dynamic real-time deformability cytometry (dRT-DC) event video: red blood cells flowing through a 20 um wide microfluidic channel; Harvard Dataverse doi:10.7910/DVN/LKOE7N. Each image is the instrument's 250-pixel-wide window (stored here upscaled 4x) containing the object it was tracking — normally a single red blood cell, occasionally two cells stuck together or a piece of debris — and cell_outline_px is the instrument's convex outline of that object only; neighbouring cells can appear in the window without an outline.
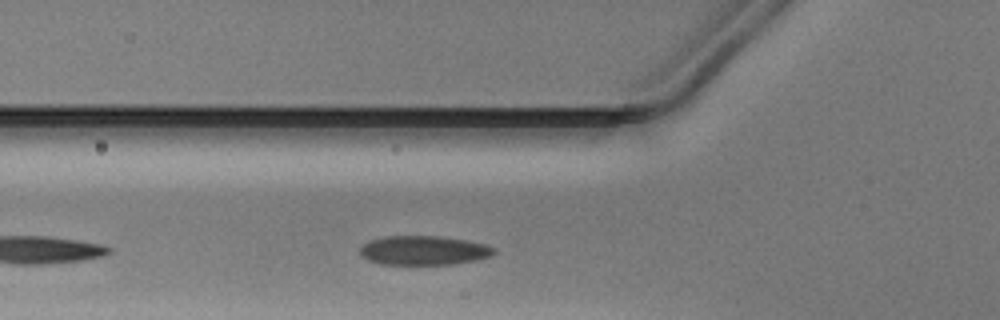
{"species": "Egyptian fruit bat (a non-hibernating species)", "species_latin": "Rousettus aegyptiacus", "temperature_condition": "warm", "stored_images_in_passage": 26, "camera_frame_rate_fps": 3000, "um_per_image_px": 0.085, "animal": {"sex": "male"}, "frame": {"image": 1, "passage_image": 5, "time_ms": 1.333, "image_size_px": [1000, 320], "cell_outline_px": [[496, 252], [492, 256], [476, 260], [452, 264], [380, 264], [368, 260], [360, 256], [360, 248], [364, 244], [372, 240], [384, 236], [440, 236], [464, 240], [484, 244], [496, 248]], "centroid_in_image_um": [36.02, 21.29], "position_along_channel_um": 89.8, "area_um2": 22.77}}
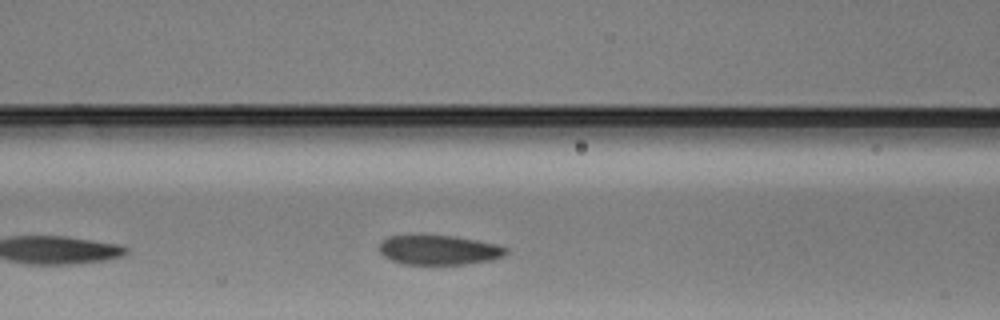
{"frame": {"image": 2, "passage_image": 8, "time_ms": 2.333, "image_size_px": [1000, 320], "cell_outline_px": [[508, 252], [504, 256], [492, 260], [468, 264], [404, 264], [392, 260], [384, 256], [380, 252], [380, 244], [388, 236], [456, 236], [496, 244], [508, 248]], "centroid_in_image_um": [37.37, 21.26], "position_along_channel_um": 129.2, "area_um2": 21.68}}